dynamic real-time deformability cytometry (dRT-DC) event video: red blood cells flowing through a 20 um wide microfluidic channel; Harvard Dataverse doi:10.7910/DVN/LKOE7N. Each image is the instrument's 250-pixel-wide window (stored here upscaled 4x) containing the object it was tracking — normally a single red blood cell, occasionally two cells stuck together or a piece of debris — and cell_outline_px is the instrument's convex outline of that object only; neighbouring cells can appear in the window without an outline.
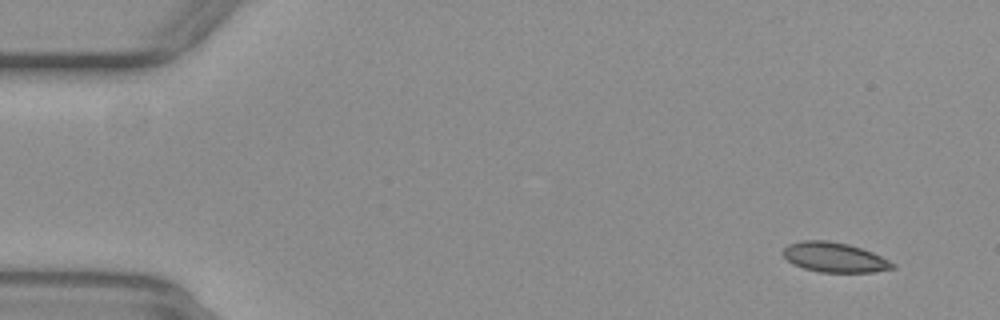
{"species": "common noctule bat (a hibernating species)", "species_latin": "Nyctalus noctula", "temperature_condition": "warm", "stored_images_in_passage": 53, "camera_frame_rate_fps": 3000, "um_per_image_px": 0.085, "animal": {"sex": "female", "body_mass_g": 29.2, "forearm_length_mm": 56.3}, "frame": {"image": 1, "passage_image": 4, "time_ms": 1.0, "image_size_px": [1000, 320], "cell_outline_px": [[896, 268], [872, 272], [820, 272], [804, 268], [792, 264], [780, 252], [788, 244], [800, 240], [828, 240], [848, 244], [872, 252], [896, 264]], "centroid_in_image_um": [70.9, 21.87], "position_along_channel_um": 14.1, "area_um2": 19.07}}
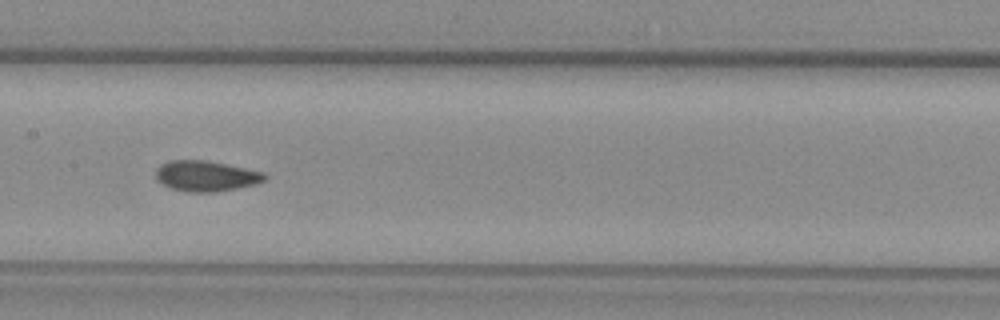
{"frame": {"image": 2, "passage_image": 27, "time_ms": 8.667, "image_size_px": [1000, 320], "cell_outline_px": [[268, 176], [264, 180], [256, 184], [216, 192], [188, 192], [172, 188], [156, 180], [156, 168], [160, 164], [168, 160], [204, 160], [264, 172]], "centroid_in_image_um": [17.48, 14.96], "position_along_channel_um": 189.9, "area_um2": 19.31}}
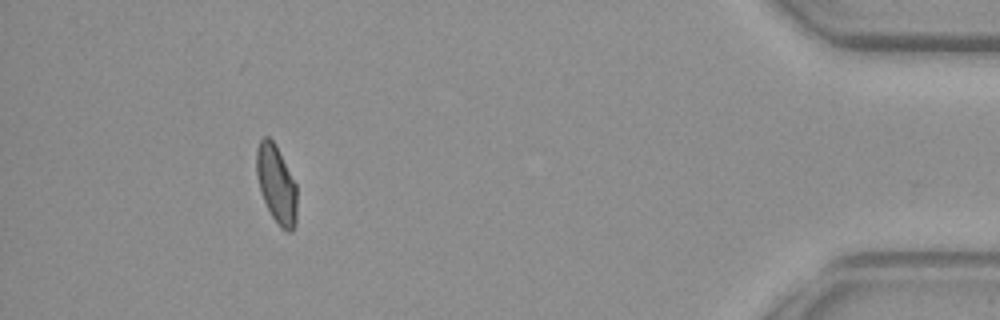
{"frame": {"image": 3, "passage_image": 49, "time_ms": 16.0, "image_size_px": [1000, 320], "cell_outline_px": [[296, 224], [292, 232], [288, 232], [280, 228], [272, 216], [260, 192], [256, 176], [256, 148], [260, 140], [264, 136], [268, 136], [276, 144], [296, 184]], "centroid_in_image_um": [23.48, 15.65], "position_along_channel_um": 411.7, "area_um2": 18.55}, "authors_computed_cell_mechanics": {"area_um2": 19.074, "velocity_mm_per_s": 3.8887, "shape_relaxation_time_tau1_ms": null, "shape_relaxation_time_tau2_ms": 1.1131, "deformation_change_tau1": null, "deformation_change_tau2": 0.0672}}